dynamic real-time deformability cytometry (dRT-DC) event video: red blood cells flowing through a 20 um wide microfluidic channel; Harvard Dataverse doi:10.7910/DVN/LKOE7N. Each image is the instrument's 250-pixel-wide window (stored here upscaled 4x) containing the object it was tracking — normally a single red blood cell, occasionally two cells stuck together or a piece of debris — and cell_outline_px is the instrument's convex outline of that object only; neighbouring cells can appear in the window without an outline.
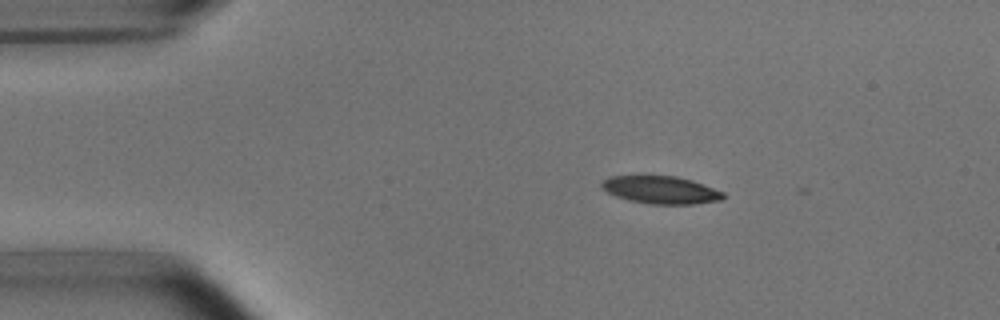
{"species": "common noctule bat (a hibernating species)", "species_latin": "Nyctalus noctula", "temperature_condition": "room temperature", "stored_images_in_passage": 2, "camera_frame_rate_fps": 3000, "um_per_image_px": 0.085, "animal": {"sex": "male", "body_mass_g": 15.6}, "frame": {"image": 1, "passage_image": 1, "time_ms": 0.0, "image_size_px": [1000, 320], "cell_outline_px": [[724, 196], [720, 200], [692, 204], [652, 204], [628, 200], [616, 196], [608, 192], [600, 184], [604, 180], [612, 176], [676, 176], [692, 180], [704, 184], [724, 192]], "centroid_in_image_um": [56.2, 16.14], "position_along_channel_um": 28.8, "area_um2": 19.36}}